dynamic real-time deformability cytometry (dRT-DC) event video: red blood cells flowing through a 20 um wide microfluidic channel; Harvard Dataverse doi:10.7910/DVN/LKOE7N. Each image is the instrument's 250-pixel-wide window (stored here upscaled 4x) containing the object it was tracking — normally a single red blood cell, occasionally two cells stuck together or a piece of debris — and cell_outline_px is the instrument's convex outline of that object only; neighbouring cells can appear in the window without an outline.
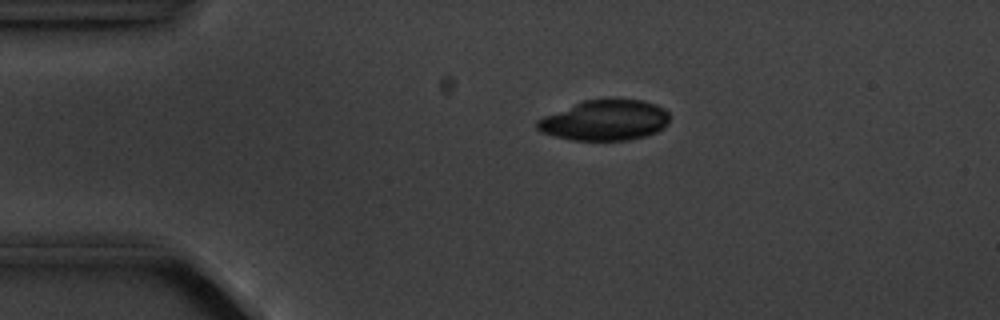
{"species": "common noctule bat (a hibernating species)", "species_latin": "Nyctalus noctula", "temperature_condition": "cold", "stored_images_in_passage": 3, "camera_frame_rate_fps": 3000, "um_per_image_px": 0.085, "animal": {"sex": "male", "body_mass_g": 20.1, "forearm_length_mm": 53.5}, "frame": {"image": 1, "passage_image": 2, "time_ms": 1.0, "image_size_px": [1000, 320], "cell_outline_px": [[668, 124], [664, 128], [656, 132], [644, 136], [628, 140], [572, 140], [552, 136], [540, 132], [536, 128], [536, 120], [544, 116], [584, 100], [644, 100], [656, 104], [664, 108], [668, 112]], "centroid_in_image_um": [51.41, 10.24], "position_along_channel_um": 33.6, "area_um2": 31.15}}